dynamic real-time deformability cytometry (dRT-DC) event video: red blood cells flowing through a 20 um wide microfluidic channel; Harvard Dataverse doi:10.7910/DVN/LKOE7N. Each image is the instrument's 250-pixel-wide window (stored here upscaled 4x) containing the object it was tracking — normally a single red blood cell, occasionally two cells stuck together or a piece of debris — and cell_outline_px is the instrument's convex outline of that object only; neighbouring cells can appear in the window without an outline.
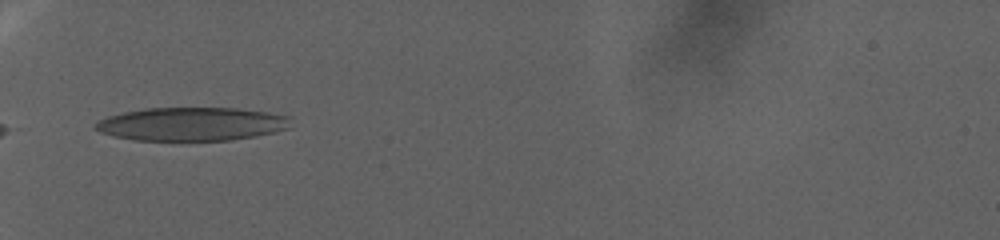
{"species": "human", "species_latin": "Homo sapiens", "temperature_condition": "warm", "stored_images_in_passage": 39, "camera_frame_rate_fps": 3000, "um_per_image_px": 0.085, "donor": {"sex": "female"}, "frame": {"image": 1, "passage_image": 1, "time_ms": 0.0, "image_size_px": [1000, 240], "cell_outline_px": [[292, 116], [288, 128], [276, 132], [256, 136], [232, 140], [136, 140], [116, 136], [100, 132], [92, 128], [100, 120], [108, 116], [124, 112], [144, 108], [240, 108], [268, 112]], "centroid_in_image_um": [16.35, 10.53], "position_along_channel_um": 68.7, "area_um2": 38.15}}
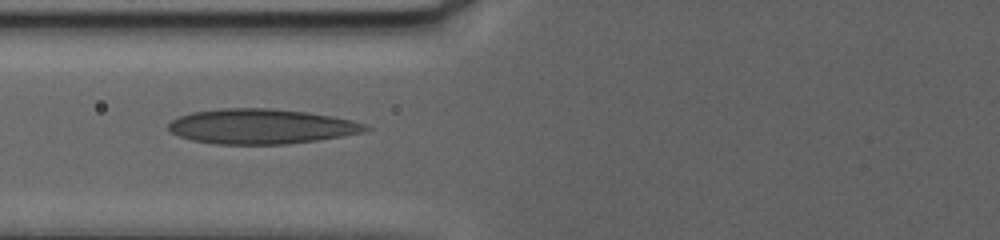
{"frame": {"image": 2, "passage_image": 7, "time_ms": 2.0, "image_size_px": [1000, 240], "cell_outline_px": [[372, 128], [364, 132], [316, 140], [288, 144], [216, 144], [192, 140], [180, 136], [172, 132], [168, 128], [168, 124], [172, 120], [180, 116], [192, 112], [224, 108], [272, 108], [308, 112], [332, 116], [352, 120], [368, 124]], "centroid_in_image_um": [22.24, 10.74], "position_along_channel_um": 103.6, "area_um2": 40.11}}